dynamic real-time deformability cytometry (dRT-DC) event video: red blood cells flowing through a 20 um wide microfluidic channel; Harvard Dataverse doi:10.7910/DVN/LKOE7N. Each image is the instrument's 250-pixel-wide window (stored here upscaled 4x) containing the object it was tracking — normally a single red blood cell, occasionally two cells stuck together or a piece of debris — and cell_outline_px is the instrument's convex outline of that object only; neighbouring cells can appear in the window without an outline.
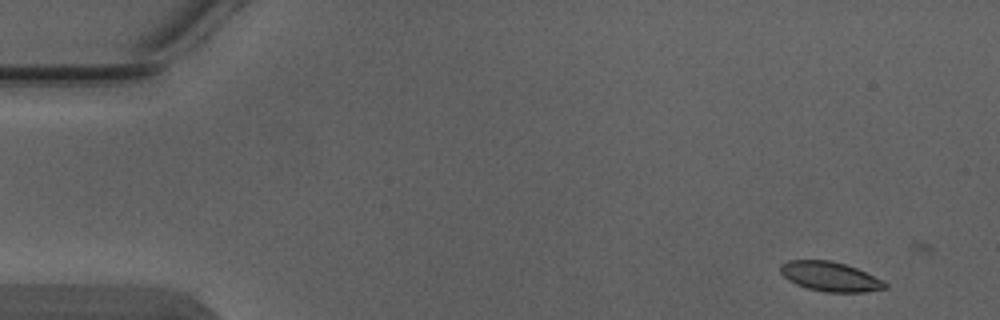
{"species": "Egyptian fruit bat (a non-hibernating species)", "species_latin": "Rousettus aegyptiacus", "temperature_condition": "warm", "stored_images_in_passage": 3, "camera_frame_rate_fps": 3000, "um_per_image_px": 0.085, "animal": {"sex": "male"}, "frame": {"image": 1, "passage_image": 1, "time_ms": 0.0, "image_size_px": [1000, 320], "cell_outline_px": [[888, 288], [864, 292], [824, 292], [808, 288], [796, 284], [788, 280], [780, 272], [780, 264], [788, 260], [832, 260], [856, 268], [884, 280], [888, 284]], "centroid_in_image_um": [70.57, 23.51], "position_along_channel_um": 14.4, "area_um2": 18.09}}